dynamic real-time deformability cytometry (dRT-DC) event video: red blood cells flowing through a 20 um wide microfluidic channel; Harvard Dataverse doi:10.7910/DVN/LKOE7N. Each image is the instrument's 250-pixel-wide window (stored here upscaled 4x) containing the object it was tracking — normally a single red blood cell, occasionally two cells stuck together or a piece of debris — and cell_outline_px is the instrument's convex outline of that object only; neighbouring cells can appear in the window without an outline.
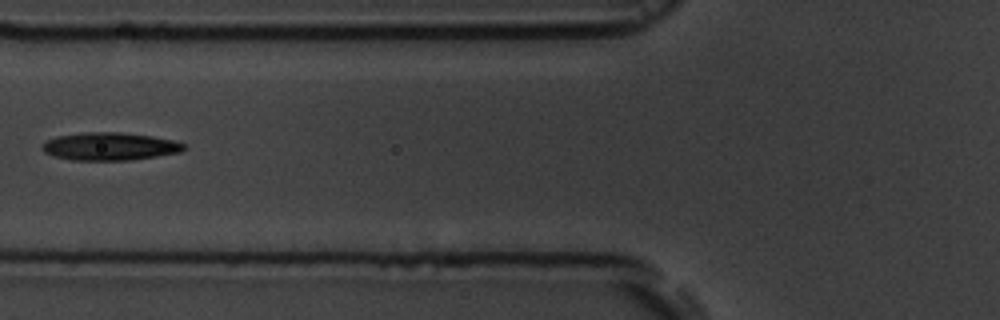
{"species": "common noctule bat (a hibernating species)", "species_latin": "Nyctalus noctula", "temperature_condition": "room temperature", "stored_images_in_passage": 4, "camera_frame_rate_fps": 3000, "um_per_image_px": 0.085, "animal": {"sex": "male", "body_mass_g": 19.5, "forearm_length_mm": 54.6}, "frame": {"image": 1, "passage_image": 3, "time_ms": 2.333, "image_size_px": [1000, 320], "cell_outline_px": [[188, 148], [180, 152], [132, 160], [72, 160], [52, 156], [44, 152], [40, 148], [48, 140], [56, 136], [88, 132], [120, 132], [152, 136], [172, 140], [184, 144]], "centroid_in_image_um": [9.33, 12.45], "position_along_channel_um": 116.5, "area_um2": 22.95}}
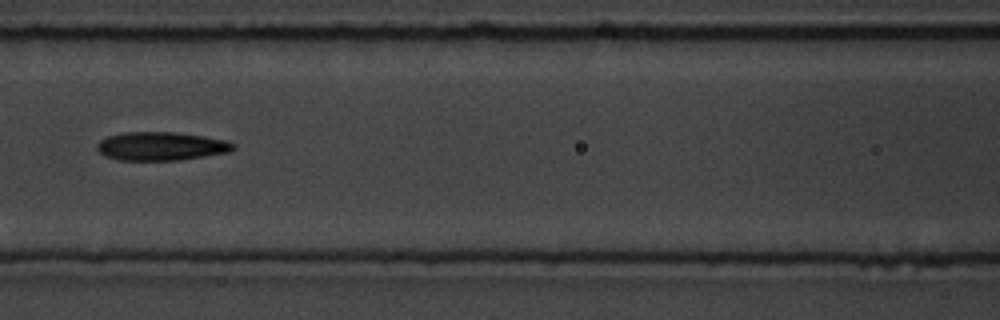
{"frame": {"image": 2, "passage_image": 4, "time_ms": 3.333, "image_size_px": [1000, 320], "cell_outline_px": [[236, 148], [232, 152], [180, 160], [120, 160], [104, 156], [96, 148], [96, 144], [100, 140], [108, 136], [124, 132], [176, 132], [204, 136], [228, 140], [236, 144]], "centroid_in_image_um": [13.74, 12.42], "position_along_channel_um": 152.9, "area_um2": 22.95}}